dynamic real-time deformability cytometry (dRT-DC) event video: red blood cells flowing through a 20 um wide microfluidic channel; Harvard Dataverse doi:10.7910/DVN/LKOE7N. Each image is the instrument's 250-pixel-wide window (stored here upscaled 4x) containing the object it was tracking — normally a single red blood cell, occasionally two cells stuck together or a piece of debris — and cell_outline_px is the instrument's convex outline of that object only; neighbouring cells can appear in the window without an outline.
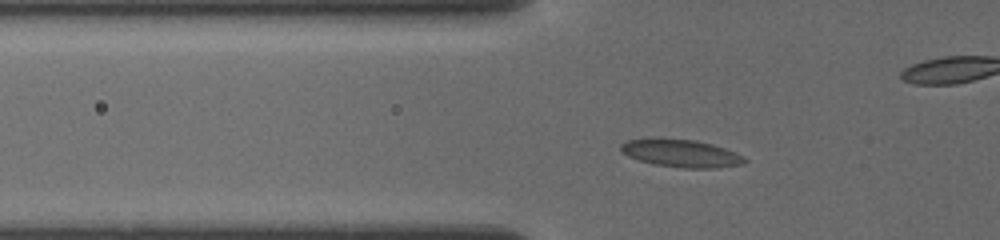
{"species": "common noctule bat (a hibernating species)", "species_latin": "Nyctalus noctula", "temperature_condition": "cold", "stored_images_in_passage": 25, "segment_of_instrument_passage": [1, 2], "camera_frame_rate_fps": 3000, "um_per_image_px": 0.085, "animal": {"sex": "female", "body_mass_g": 19.5, "forearm_length_mm": 54.1}, "frame": {"image": 1, "passage_image": 12, "time_ms": 3.333, "image_size_px": [1000, 240], "cell_outline_px": [[748, 160], [744, 164], [716, 168], [684, 168], [652, 164], [628, 156], [620, 152], [620, 144], [628, 140], [696, 140], [712, 144], [736, 152], [744, 156]], "centroid_in_image_um": [57.95, 13.06], "position_along_channel_um": 67.8, "area_um2": 19.59}}
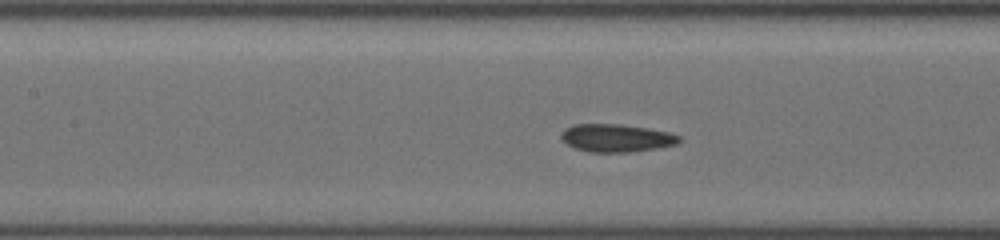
{"frame": {"image": 2, "passage_image": 19, "time_ms": 5.667, "image_size_px": [1000, 240], "cell_outline_px": [[680, 140], [676, 144], [656, 148], [628, 152], [588, 152], [576, 148], [568, 144], [560, 136], [564, 128], [572, 124], [620, 124], [648, 128], [668, 132], [680, 136]], "centroid_in_image_um": [52.37, 11.72], "position_along_channel_um": 155.0, "area_um2": 19.02}}
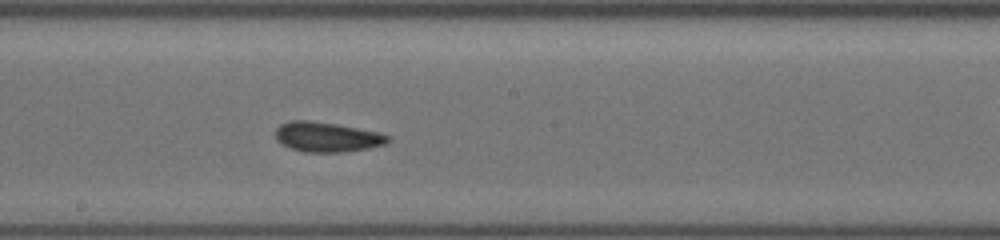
{"frame": {"image": 3, "passage_image": 24, "time_ms": 7.333, "image_size_px": [1000, 240], "cell_outline_px": [[392, 140], [384, 144], [368, 148], [340, 152], [304, 152], [292, 148], [276, 140], [276, 128], [280, 124], [288, 120], [308, 120], [336, 124], [380, 132], [388, 136]], "centroid_in_image_um": [27.79, 11.63], "position_along_channel_um": 220.4, "area_um2": 19.48}}